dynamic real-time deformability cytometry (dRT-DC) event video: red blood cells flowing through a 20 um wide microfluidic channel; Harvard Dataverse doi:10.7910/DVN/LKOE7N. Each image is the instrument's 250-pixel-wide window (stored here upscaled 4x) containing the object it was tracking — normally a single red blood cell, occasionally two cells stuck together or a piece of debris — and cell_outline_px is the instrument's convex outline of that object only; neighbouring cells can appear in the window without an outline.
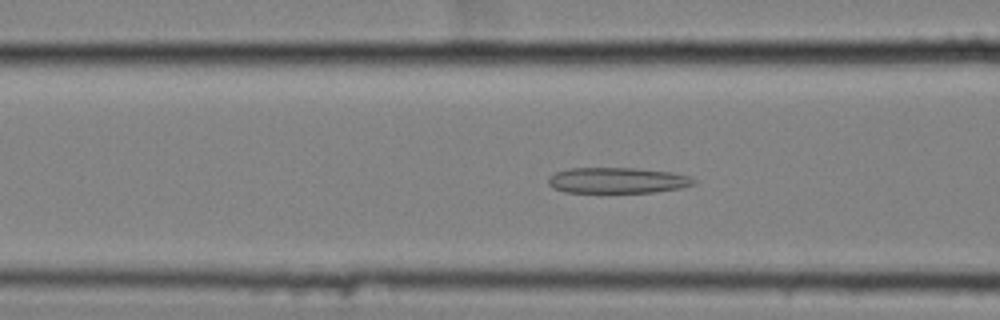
{"species": "common noctule bat (a hibernating species)", "species_latin": "Nyctalus noctula", "temperature_condition": "cold", "stored_images_in_passage": 46, "camera_frame_rate_fps": 3000, "um_per_image_px": 0.085, "animal": {"sex": "female", "body_mass_g": 25.1}, "frame": {"image": 1, "passage_image": 19, "time_ms": 6.0, "image_size_px": [1000, 320], "cell_outline_px": [[696, 184], [680, 188], [652, 192], [564, 192], [548, 184], [548, 176], [556, 172], [572, 168], [636, 168], [672, 172], [688, 176], [696, 180]], "centroid_in_image_um": [52.49, 15.33], "position_along_channel_um": 114.1, "area_um2": 21.73}}
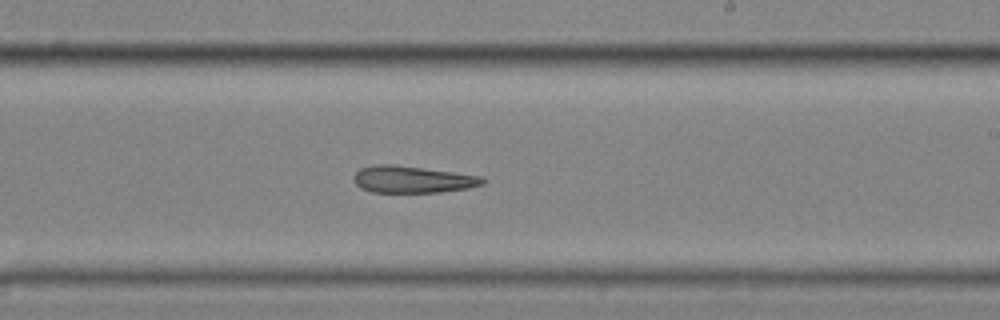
{"frame": {"image": 2, "passage_image": 31, "time_ms": 10.0, "image_size_px": [1000, 320], "cell_outline_px": [[484, 184], [468, 188], [440, 192], [372, 192], [360, 188], [356, 184], [352, 176], [360, 168], [376, 164], [392, 164], [452, 172], [480, 176], [484, 180]], "centroid_in_image_um": [35.01, 15.25], "position_along_channel_um": 254.0, "area_um2": 20.06}}
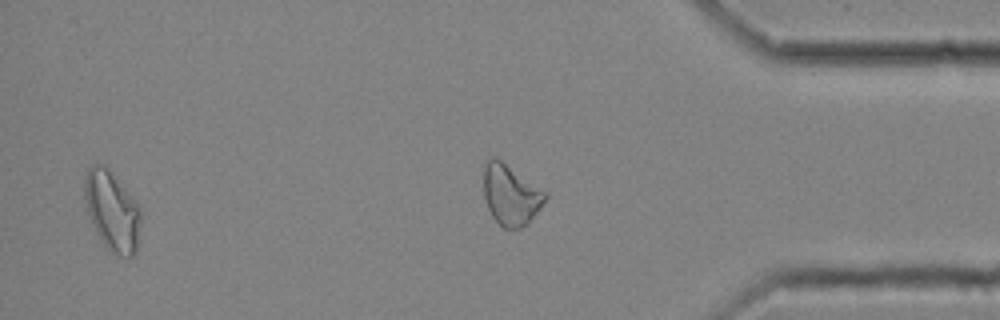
{"frame": {"image": 3, "passage_image": 44, "time_ms": 14.333, "image_size_px": [1000, 320], "cell_outline_px": [[140, 224], [136, 252], [132, 256], [120, 256], [112, 252], [104, 244], [96, 232], [92, 224], [84, 200], [84, 176], [88, 168], [92, 164], [104, 164], [108, 168], [140, 204]], "centroid_in_image_um": [9.52, 17.89], "position_along_channel_um": 425.7, "area_um2": 26.24}}